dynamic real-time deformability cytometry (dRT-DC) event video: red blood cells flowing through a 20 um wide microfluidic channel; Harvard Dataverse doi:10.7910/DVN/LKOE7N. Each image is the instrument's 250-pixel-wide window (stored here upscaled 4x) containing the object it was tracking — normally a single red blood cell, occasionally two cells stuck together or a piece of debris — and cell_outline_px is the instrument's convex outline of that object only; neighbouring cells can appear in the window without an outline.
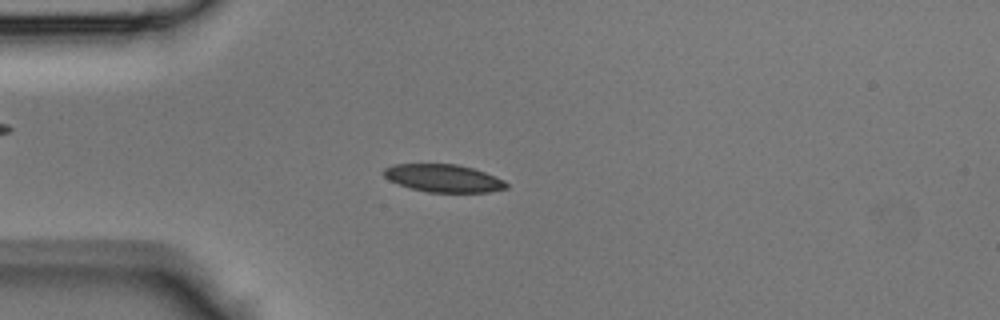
{"species": "Egyptian fruit bat (a non-hibernating species)", "species_latin": "Rousettus aegyptiacus", "temperature_condition": "room temperature", "stored_images_in_passage": 42, "camera_frame_rate_fps": 3000, "um_per_image_px": 0.085, "animal": {"sex": "male"}, "frame": {"image": 1, "passage_image": 10, "time_ms": 3.0, "image_size_px": [1000, 320], "cell_outline_px": [[508, 188], [488, 192], [428, 192], [412, 188], [388, 180], [380, 172], [384, 168], [392, 164], [456, 164], [472, 168], [496, 176], [504, 180], [508, 184]], "centroid_in_image_um": [37.68, 15.14], "position_along_channel_um": 47.3, "area_um2": 19.83}}
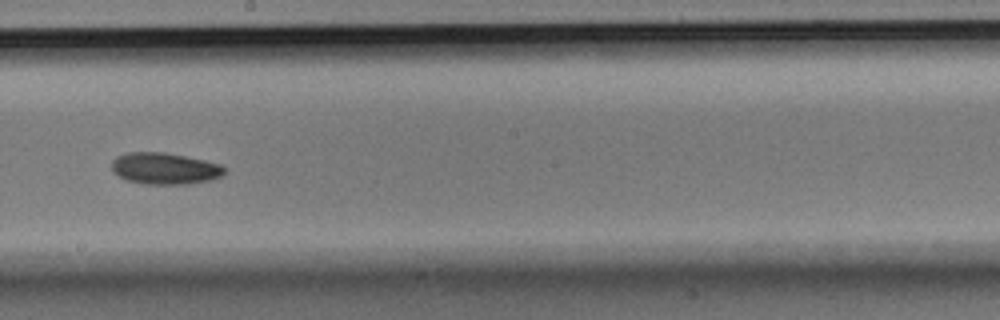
{"frame": {"image": 2, "passage_image": 23, "time_ms": 7.333, "image_size_px": [1000, 320], "cell_outline_px": [[224, 172], [220, 176], [212, 180], [188, 184], [148, 184], [128, 180], [112, 172], [112, 160], [116, 156], [128, 152], [164, 152], [204, 160], [220, 164], [224, 168]], "centroid_in_image_um": [13.99, 14.32], "position_along_channel_um": 234.2, "area_um2": 20.63}}
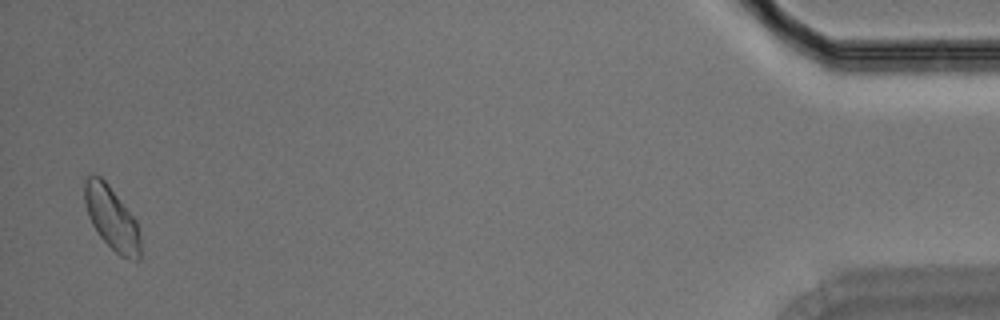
{"frame": {"image": 3, "passage_image": 41, "time_ms": 13.333, "image_size_px": [1000, 320], "cell_outline_px": [[140, 260], [136, 260], [120, 256], [100, 236], [92, 224], [88, 216], [84, 204], [84, 180], [92, 172], [100, 176], [108, 184], [136, 220], [140, 236]], "centroid_in_image_um": [9.47, 18.51], "position_along_channel_um": 425.7, "area_um2": 20.52}}